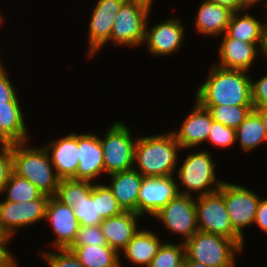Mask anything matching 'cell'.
I'll return each instance as SVG.
<instances>
[{
    "mask_svg": "<svg viewBox=\"0 0 267 267\" xmlns=\"http://www.w3.org/2000/svg\"><path fill=\"white\" fill-rule=\"evenodd\" d=\"M97 208L98 216L102 220L124 212L119 206L117 199L113 196L109 186L102 184H97Z\"/></svg>",
    "mask_w": 267,
    "mask_h": 267,
    "instance_id": "cell-32",
    "label": "cell"
},
{
    "mask_svg": "<svg viewBox=\"0 0 267 267\" xmlns=\"http://www.w3.org/2000/svg\"><path fill=\"white\" fill-rule=\"evenodd\" d=\"M127 0H98L89 24V55L111 41L115 16Z\"/></svg>",
    "mask_w": 267,
    "mask_h": 267,
    "instance_id": "cell-14",
    "label": "cell"
},
{
    "mask_svg": "<svg viewBox=\"0 0 267 267\" xmlns=\"http://www.w3.org/2000/svg\"><path fill=\"white\" fill-rule=\"evenodd\" d=\"M211 2L217 3L220 6L227 7L233 12H242V1L241 0H209Z\"/></svg>",
    "mask_w": 267,
    "mask_h": 267,
    "instance_id": "cell-41",
    "label": "cell"
},
{
    "mask_svg": "<svg viewBox=\"0 0 267 267\" xmlns=\"http://www.w3.org/2000/svg\"><path fill=\"white\" fill-rule=\"evenodd\" d=\"M246 73L213 64L208 79L196 92V101L200 105H253L252 80Z\"/></svg>",
    "mask_w": 267,
    "mask_h": 267,
    "instance_id": "cell-1",
    "label": "cell"
},
{
    "mask_svg": "<svg viewBox=\"0 0 267 267\" xmlns=\"http://www.w3.org/2000/svg\"><path fill=\"white\" fill-rule=\"evenodd\" d=\"M131 1L142 3V4L146 5L147 7H149L150 9H151L152 4H153V0H131Z\"/></svg>",
    "mask_w": 267,
    "mask_h": 267,
    "instance_id": "cell-46",
    "label": "cell"
},
{
    "mask_svg": "<svg viewBox=\"0 0 267 267\" xmlns=\"http://www.w3.org/2000/svg\"><path fill=\"white\" fill-rule=\"evenodd\" d=\"M254 110L261 116V121L267 136V108H254Z\"/></svg>",
    "mask_w": 267,
    "mask_h": 267,
    "instance_id": "cell-42",
    "label": "cell"
},
{
    "mask_svg": "<svg viewBox=\"0 0 267 267\" xmlns=\"http://www.w3.org/2000/svg\"><path fill=\"white\" fill-rule=\"evenodd\" d=\"M163 243L149 230H139L123 249L125 257L136 265L147 267Z\"/></svg>",
    "mask_w": 267,
    "mask_h": 267,
    "instance_id": "cell-25",
    "label": "cell"
},
{
    "mask_svg": "<svg viewBox=\"0 0 267 267\" xmlns=\"http://www.w3.org/2000/svg\"><path fill=\"white\" fill-rule=\"evenodd\" d=\"M0 191L2 192L13 172V159L10 144H0Z\"/></svg>",
    "mask_w": 267,
    "mask_h": 267,
    "instance_id": "cell-36",
    "label": "cell"
},
{
    "mask_svg": "<svg viewBox=\"0 0 267 267\" xmlns=\"http://www.w3.org/2000/svg\"><path fill=\"white\" fill-rule=\"evenodd\" d=\"M181 146L172 132L147 137H137L134 165L144 177H164L174 175L178 166V153Z\"/></svg>",
    "mask_w": 267,
    "mask_h": 267,
    "instance_id": "cell-2",
    "label": "cell"
},
{
    "mask_svg": "<svg viewBox=\"0 0 267 267\" xmlns=\"http://www.w3.org/2000/svg\"><path fill=\"white\" fill-rule=\"evenodd\" d=\"M251 91L254 108H267V75L251 81Z\"/></svg>",
    "mask_w": 267,
    "mask_h": 267,
    "instance_id": "cell-37",
    "label": "cell"
},
{
    "mask_svg": "<svg viewBox=\"0 0 267 267\" xmlns=\"http://www.w3.org/2000/svg\"><path fill=\"white\" fill-rule=\"evenodd\" d=\"M254 223L265 233H267V198L261 199L258 204Z\"/></svg>",
    "mask_w": 267,
    "mask_h": 267,
    "instance_id": "cell-39",
    "label": "cell"
},
{
    "mask_svg": "<svg viewBox=\"0 0 267 267\" xmlns=\"http://www.w3.org/2000/svg\"><path fill=\"white\" fill-rule=\"evenodd\" d=\"M266 23V35H265V48L263 51V55L267 58V22Z\"/></svg>",
    "mask_w": 267,
    "mask_h": 267,
    "instance_id": "cell-47",
    "label": "cell"
},
{
    "mask_svg": "<svg viewBox=\"0 0 267 267\" xmlns=\"http://www.w3.org/2000/svg\"><path fill=\"white\" fill-rule=\"evenodd\" d=\"M210 112L197 101L179 131H171L182 149H188L207 141L212 126Z\"/></svg>",
    "mask_w": 267,
    "mask_h": 267,
    "instance_id": "cell-20",
    "label": "cell"
},
{
    "mask_svg": "<svg viewBox=\"0 0 267 267\" xmlns=\"http://www.w3.org/2000/svg\"><path fill=\"white\" fill-rule=\"evenodd\" d=\"M241 1H242V11H243L244 9L252 7V5L263 0H241ZM266 6H267V3H266Z\"/></svg>",
    "mask_w": 267,
    "mask_h": 267,
    "instance_id": "cell-43",
    "label": "cell"
},
{
    "mask_svg": "<svg viewBox=\"0 0 267 267\" xmlns=\"http://www.w3.org/2000/svg\"><path fill=\"white\" fill-rule=\"evenodd\" d=\"M207 141L221 148L232 146L233 143L236 142L235 129L213 120Z\"/></svg>",
    "mask_w": 267,
    "mask_h": 267,
    "instance_id": "cell-33",
    "label": "cell"
},
{
    "mask_svg": "<svg viewBox=\"0 0 267 267\" xmlns=\"http://www.w3.org/2000/svg\"><path fill=\"white\" fill-rule=\"evenodd\" d=\"M236 141L245 152L256 149L259 144L267 142L261 116L253 109L245 120L235 129Z\"/></svg>",
    "mask_w": 267,
    "mask_h": 267,
    "instance_id": "cell-28",
    "label": "cell"
},
{
    "mask_svg": "<svg viewBox=\"0 0 267 267\" xmlns=\"http://www.w3.org/2000/svg\"><path fill=\"white\" fill-rule=\"evenodd\" d=\"M184 245V260H192L208 267H235V251H243L231 239L202 231H197Z\"/></svg>",
    "mask_w": 267,
    "mask_h": 267,
    "instance_id": "cell-4",
    "label": "cell"
},
{
    "mask_svg": "<svg viewBox=\"0 0 267 267\" xmlns=\"http://www.w3.org/2000/svg\"><path fill=\"white\" fill-rule=\"evenodd\" d=\"M219 192L224 197L230 222L243 238V228L254 223L260 198L246 187L223 182Z\"/></svg>",
    "mask_w": 267,
    "mask_h": 267,
    "instance_id": "cell-10",
    "label": "cell"
},
{
    "mask_svg": "<svg viewBox=\"0 0 267 267\" xmlns=\"http://www.w3.org/2000/svg\"><path fill=\"white\" fill-rule=\"evenodd\" d=\"M49 196L42 195L39 199L28 202H0V226L11 239L16 229L27 227L45 219Z\"/></svg>",
    "mask_w": 267,
    "mask_h": 267,
    "instance_id": "cell-12",
    "label": "cell"
},
{
    "mask_svg": "<svg viewBox=\"0 0 267 267\" xmlns=\"http://www.w3.org/2000/svg\"><path fill=\"white\" fill-rule=\"evenodd\" d=\"M222 36L223 40L218 51L220 60L217 66L219 67L248 72L258 52L261 51L263 55L265 43L243 42L242 40L230 38L226 33Z\"/></svg>",
    "mask_w": 267,
    "mask_h": 267,
    "instance_id": "cell-16",
    "label": "cell"
},
{
    "mask_svg": "<svg viewBox=\"0 0 267 267\" xmlns=\"http://www.w3.org/2000/svg\"><path fill=\"white\" fill-rule=\"evenodd\" d=\"M180 23V19L170 18L150 28V31L145 30L144 41L150 54L168 56L178 51L185 35V28Z\"/></svg>",
    "mask_w": 267,
    "mask_h": 267,
    "instance_id": "cell-17",
    "label": "cell"
},
{
    "mask_svg": "<svg viewBox=\"0 0 267 267\" xmlns=\"http://www.w3.org/2000/svg\"><path fill=\"white\" fill-rule=\"evenodd\" d=\"M85 267H120L119 253L108 245L70 246L68 248Z\"/></svg>",
    "mask_w": 267,
    "mask_h": 267,
    "instance_id": "cell-27",
    "label": "cell"
},
{
    "mask_svg": "<svg viewBox=\"0 0 267 267\" xmlns=\"http://www.w3.org/2000/svg\"><path fill=\"white\" fill-rule=\"evenodd\" d=\"M153 217L172 233L184 236V242L198 231L195 200L190 195L178 194Z\"/></svg>",
    "mask_w": 267,
    "mask_h": 267,
    "instance_id": "cell-11",
    "label": "cell"
},
{
    "mask_svg": "<svg viewBox=\"0 0 267 267\" xmlns=\"http://www.w3.org/2000/svg\"><path fill=\"white\" fill-rule=\"evenodd\" d=\"M3 192L7 194L5 200L20 203L39 199L43 195L28 179L22 178L14 172L11 173L2 194H4Z\"/></svg>",
    "mask_w": 267,
    "mask_h": 267,
    "instance_id": "cell-30",
    "label": "cell"
},
{
    "mask_svg": "<svg viewBox=\"0 0 267 267\" xmlns=\"http://www.w3.org/2000/svg\"><path fill=\"white\" fill-rule=\"evenodd\" d=\"M2 15H1V13H0V25L2 24V22H3V17H1Z\"/></svg>",
    "mask_w": 267,
    "mask_h": 267,
    "instance_id": "cell-48",
    "label": "cell"
},
{
    "mask_svg": "<svg viewBox=\"0 0 267 267\" xmlns=\"http://www.w3.org/2000/svg\"><path fill=\"white\" fill-rule=\"evenodd\" d=\"M184 267H208V266L192 260H184Z\"/></svg>",
    "mask_w": 267,
    "mask_h": 267,
    "instance_id": "cell-44",
    "label": "cell"
},
{
    "mask_svg": "<svg viewBox=\"0 0 267 267\" xmlns=\"http://www.w3.org/2000/svg\"><path fill=\"white\" fill-rule=\"evenodd\" d=\"M197 199L195 206L198 231L226 237L243 249L244 238L234 230L230 222L223 195L217 191L200 195Z\"/></svg>",
    "mask_w": 267,
    "mask_h": 267,
    "instance_id": "cell-7",
    "label": "cell"
},
{
    "mask_svg": "<svg viewBox=\"0 0 267 267\" xmlns=\"http://www.w3.org/2000/svg\"><path fill=\"white\" fill-rule=\"evenodd\" d=\"M185 259V245L163 242L147 267H181Z\"/></svg>",
    "mask_w": 267,
    "mask_h": 267,
    "instance_id": "cell-31",
    "label": "cell"
},
{
    "mask_svg": "<svg viewBox=\"0 0 267 267\" xmlns=\"http://www.w3.org/2000/svg\"><path fill=\"white\" fill-rule=\"evenodd\" d=\"M45 219L51 223L53 234L57 236L52 246L57 249H68L74 242L80 226L72 207L63 204L55 196L49 197Z\"/></svg>",
    "mask_w": 267,
    "mask_h": 267,
    "instance_id": "cell-15",
    "label": "cell"
},
{
    "mask_svg": "<svg viewBox=\"0 0 267 267\" xmlns=\"http://www.w3.org/2000/svg\"><path fill=\"white\" fill-rule=\"evenodd\" d=\"M55 197L72 207L80 226H97L103 222L98 216L97 183L60 179Z\"/></svg>",
    "mask_w": 267,
    "mask_h": 267,
    "instance_id": "cell-5",
    "label": "cell"
},
{
    "mask_svg": "<svg viewBox=\"0 0 267 267\" xmlns=\"http://www.w3.org/2000/svg\"><path fill=\"white\" fill-rule=\"evenodd\" d=\"M44 148L60 179H71L76 174L79 165L78 134L71 132L61 139L52 140Z\"/></svg>",
    "mask_w": 267,
    "mask_h": 267,
    "instance_id": "cell-18",
    "label": "cell"
},
{
    "mask_svg": "<svg viewBox=\"0 0 267 267\" xmlns=\"http://www.w3.org/2000/svg\"><path fill=\"white\" fill-rule=\"evenodd\" d=\"M19 102L0 103V144L28 142Z\"/></svg>",
    "mask_w": 267,
    "mask_h": 267,
    "instance_id": "cell-24",
    "label": "cell"
},
{
    "mask_svg": "<svg viewBox=\"0 0 267 267\" xmlns=\"http://www.w3.org/2000/svg\"><path fill=\"white\" fill-rule=\"evenodd\" d=\"M150 8L146 5L127 0L115 16L111 41L116 45L140 46L145 39Z\"/></svg>",
    "mask_w": 267,
    "mask_h": 267,
    "instance_id": "cell-9",
    "label": "cell"
},
{
    "mask_svg": "<svg viewBox=\"0 0 267 267\" xmlns=\"http://www.w3.org/2000/svg\"><path fill=\"white\" fill-rule=\"evenodd\" d=\"M79 165L74 180L93 181L100 174L105 173L103 149L100 137L92 133L78 135Z\"/></svg>",
    "mask_w": 267,
    "mask_h": 267,
    "instance_id": "cell-19",
    "label": "cell"
},
{
    "mask_svg": "<svg viewBox=\"0 0 267 267\" xmlns=\"http://www.w3.org/2000/svg\"><path fill=\"white\" fill-rule=\"evenodd\" d=\"M239 12H233L228 24L226 34L233 39L247 43H265L266 23L261 24L250 14L240 16Z\"/></svg>",
    "mask_w": 267,
    "mask_h": 267,
    "instance_id": "cell-26",
    "label": "cell"
},
{
    "mask_svg": "<svg viewBox=\"0 0 267 267\" xmlns=\"http://www.w3.org/2000/svg\"><path fill=\"white\" fill-rule=\"evenodd\" d=\"M111 181L108 186L117 199L123 211L137 214L138 194L141 187L142 176L136 169L121 171L109 175Z\"/></svg>",
    "mask_w": 267,
    "mask_h": 267,
    "instance_id": "cell-22",
    "label": "cell"
},
{
    "mask_svg": "<svg viewBox=\"0 0 267 267\" xmlns=\"http://www.w3.org/2000/svg\"><path fill=\"white\" fill-rule=\"evenodd\" d=\"M6 245H0V267H17L16 260Z\"/></svg>",
    "mask_w": 267,
    "mask_h": 267,
    "instance_id": "cell-40",
    "label": "cell"
},
{
    "mask_svg": "<svg viewBox=\"0 0 267 267\" xmlns=\"http://www.w3.org/2000/svg\"><path fill=\"white\" fill-rule=\"evenodd\" d=\"M59 253L39 252L48 264V267H85L68 249H58Z\"/></svg>",
    "mask_w": 267,
    "mask_h": 267,
    "instance_id": "cell-35",
    "label": "cell"
},
{
    "mask_svg": "<svg viewBox=\"0 0 267 267\" xmlns=\"http://www.w3.org/2000/svg\"><path fill=\"white\" fill-rule=\"evenodd\" d=\"M181 189L173 175L164 177H143L138 194L137 214L155 215L174 199Z\"/></svg>",
    "mask_w": 267,
    "mask_h": 267,
    "instance_id": "cell-13",
    "label": "cell"
},
{
    "mask_svg": "<svg viewBox=\"0 0 267 267\" xmlns=\"http://www.w3.org/2000/svg\"><path fill=\"white\" fill-rule=\"evenodd\" d=\"M215 167L216 163L209 152H190L177 171L180 183L186 189L179 191V194L192 196L195 191L200 196L219 191L224 181L216 180Z\"/></svg>",
    "mask_w": 267,
    "mask_h": 267,
    "instance_id": "cell-6",
    "label": "cell"
},
{
    "mask_svg": "<svg viewBox=\"0 0 267 267\" xmlns=\"http://www.w3.org/2000/svg\"><path fill=\"white\" fill-rule=\"evenodd\" d=\"M0 60V103L18 102L16 90Z\"/></svg>",
    "mask_w": 267,
    "mask_h": 267,
    "instance_id": "cell-38",
    "label": "cell"
},
{
    "mask_svg": "<svg viewBox=\"0 0 267 267\" xmlns=\"http://www.w3.org/2000/svg\"><path fill=\"white\" fill-rule=\"evenodd\" d=\"M233 11L209 0L201 3L195 19L199 33L207 36H218L226 33Z\"/></svg>",
    "mask_w": 267,
    "mask_h": 267,
    "instance_id": "cell-23",
    "label": "cell"
},
{
    "mask_svg": "<svg viewBox=\"0 0 267 267\" xmlns=\"http://www.w3.org/2000/svg\"><path fill=\"white\" fill-rule=\"evenodd\" d=\"M142 216L124 211L117 216H112L103 220L99 225L105 237L107 245L120 253L131 241L137 231V219Z\"/></svg>",
    "mask_w": 267,
    "mask_h": 267,
    "instance_id": "cell-21",
    "label": "cell"
},
{
    "mask_svg": "<svg viewBox=\"0 0 267 267\" xmlns=\"http://www.w3.org/2000/svg\"><path fill=\"white\" fill-rule=\"evenodd\" d=\"M8 242H10V238L8 235L1 229L0 226V245H6Z\"/></svg>",
    "mask_w": 267,
    "mask_h": 267,
    "instance_id": "cell-45",
    "label": "cell"
},
{
    "mask_svg": "<svg viewBox=\"0 0 267 267\" xmlns=\"http://www.w3.org/2000/svg\"><path fill=\"white\" fill-rule=\"evenodd\" d=\"M27 142L10 144L13 172L28 179L44 195L55 196L60 178L53 169L52 162L44 147H25Z\"/></svg>",
    "mask_w": 267,
    "mask_h": 267,
    "instance_id": "cell-3",
    "label": "cell"
},
{
    "mask_svg": "<svg viewBox=\"0 0 267 267\" xmlns=\"http://www.w3.org/2000/svg\"><path fill=\"white\" fill-rule=\"evenodd\" d=\"M206 108L212 119L225 126L236 129L254 109L253 105H201Z\"/></svg>",
    "mask_w": 267,
    "mask_h": 267,
    "instance_id": "cell-29",
    "label": "cell"
},
{
    "mask_svg": "<svg viewBox=\"0 0 267 267\" xmlns=\"http://www.w3.org/2000/svg\"><path fill=\"white\" fill-rule=\"evenodd\" d=\"M103 149L105 173L109 176L114 173L134 168L135 140L126 124L121 121L113 122L104 138H100Z\"/></svg>",
    "mask_w": 267,
    "mask_h": 267,
    "instance_id": "cell-8",
    "label": "cell"
},
{
    "mask_svg": "<svg viewBox=\"0 0 267 267\" xmlns=\"http://www.w3.org/2000/svg\"><path fill=\"white\" fill-rule=\"evenodd\" d=\"M85 245H107L105 237L99 225L97 226H79L76 238L71 246Z\"/></svg>",
    "mask_w": 267,
    "mask_h": 267,
    "instance_id": "cell-34",
    "label": "cell"
}]
</instances>
